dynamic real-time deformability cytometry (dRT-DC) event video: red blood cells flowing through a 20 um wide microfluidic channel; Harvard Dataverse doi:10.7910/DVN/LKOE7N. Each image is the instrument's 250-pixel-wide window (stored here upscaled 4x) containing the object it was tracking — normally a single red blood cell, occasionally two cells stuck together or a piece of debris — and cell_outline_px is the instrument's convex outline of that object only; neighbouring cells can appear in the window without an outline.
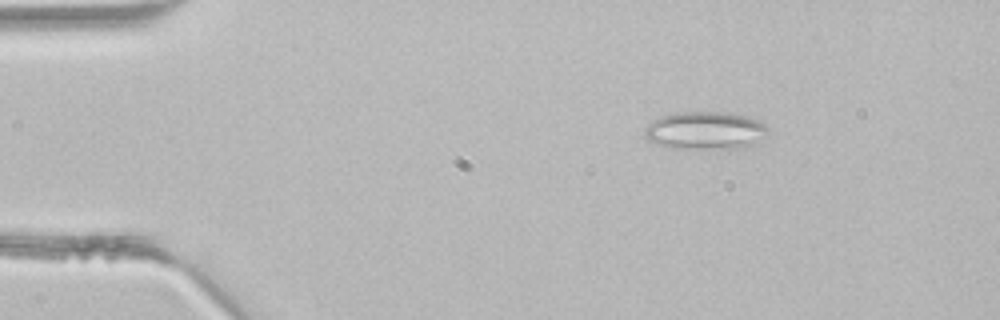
{"species": "common noctule bat (a hibernating species)", "species_latin": "Nyctalus noctula", "temperature_condition": "room temperature", "stored_images_in_passage": 4, "camera_frame_rate_fps": 3000, "um_per_image_px": 0.085, "animal": {"sex": "male", "body_mass_g": 21.5, "forearm_length_mm": 52.0}, "frame": {"image": 1, "passage_image": 4, "time_ms": 1.0, "image_size_px": [1000, 320], "cell_outline_px": [[768, 128], [756, 144], [744, 148], [664, 148], [648, 140], [644, 136], [644, 128], [652, 120], [660, 116], [676, 112], [728, 112], [748, 116], [760, 120]], "centroid_in_image_um": [59.9, 11.09], "position_along_channel_um": 25.1, "area_um2": 27.51}}